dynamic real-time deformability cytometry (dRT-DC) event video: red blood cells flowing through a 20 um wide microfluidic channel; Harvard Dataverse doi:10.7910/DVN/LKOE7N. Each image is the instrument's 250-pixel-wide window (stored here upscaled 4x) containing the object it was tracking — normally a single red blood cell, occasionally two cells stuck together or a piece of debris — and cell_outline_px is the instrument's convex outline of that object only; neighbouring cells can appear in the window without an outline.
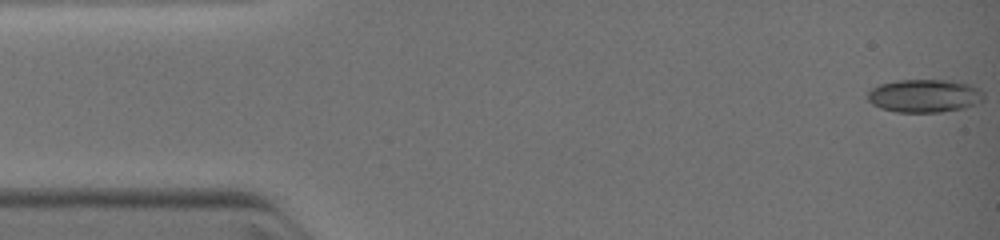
{"species": "common noctule bat (a hibernating species)", "species_latin": "Nyctalus noctula", "temperature_condition": "warm", "stored_images_in_passage": 15, "camera_frame_rate_fps": 3000, "um_per_image_px": 0.085, "animal": {"sex": "female", "body_mass_g": 19.0, "forearm_length_mm": 51.5}, "frame": {"image": 1, "passage_image": 1, "time_ms": 0.0, "image_size_px": [1000, 240], "cell_outline_px": [[984, 100], [964, 108], [940, 112], [896, 112], [880, 108], [872, 104], [868, 100], [868, 92], [872, 88], [880, 84], [896, 80], [952, 80], [968, 84], [980, 88], [984, 92]], "centroid_in_image_um": [78.59, 8.14], "position_along_channel_um": 6.4, "area_um2": 22.54}}
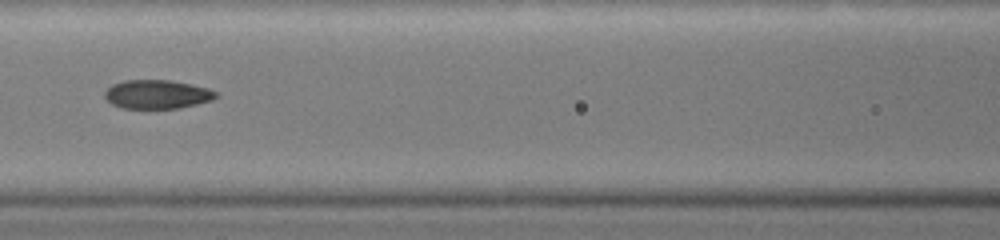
{"frame": {"image": 2, "passage_image": 10, "time_ms": 5.333, "image_size_px": [1000, 240], "cell_outline_px": [[220, 96], [212, 100], [180, 108], [120, 108], [112, 104], [104, 96], [104, 92], [112, 84], [124, 80], [168, 80], [192, 84], [208, 88], [220, 92]], "centroid_in_image_um": [13.39, 8.01], "position_along_channel_um": 153.2, "area_um2": 18.84}}
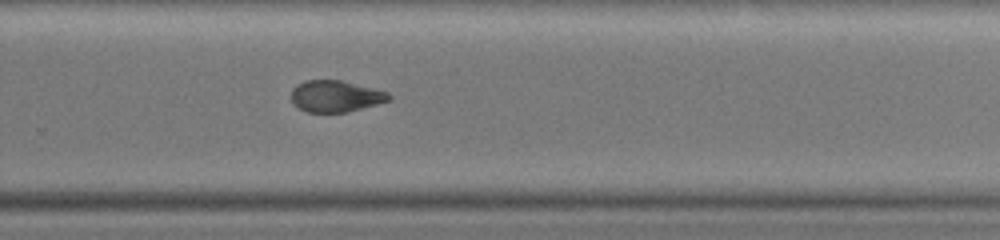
{"frame": {"image": 3, "passage_image": 15, "time_ms": 8.333, "image_size_px": [1000, 240], "cell_outline_px": [[392, 100], [348, 112], [308, 112], [292, 104], [292, 88], [296, 84], [304, 80], [340, 80], [388, 92], [392, 96]], "centroid_in_image_um": [28.53, 8.18], "position_along_channel_um": 301.3, "area_um2": 17.98}}